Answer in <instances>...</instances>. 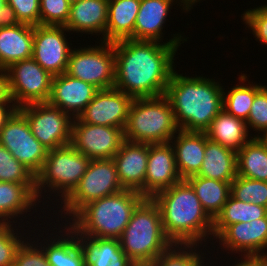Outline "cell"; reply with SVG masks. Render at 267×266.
I'll return each instance as SVG.
<instances>
[{"label":"cell","mask_w":267,"mask_h":266,"mask_svg":"<svg viewBox=\"0 0 267 266\" xmlns=\"http://www.w3.org/2000/svg\"><path fill=\"white\" fill-rule=\"evenodd\" d=\"M257 266H267V253L254 254L249 256Z\"/></svg>","instance_id":"bcb514c9"},{"label":"cell","mask_w":267,"mask_h":266,"mask_svg":"<svg viewBox=\"0 0 267 266\" xmlns=\"http://www.w3.org/2000/svg\"><path fill=\"white\" fill-rule=\"evenodd\" d=\"M186 181L194 189L203 209L214 220L230 196L231 183L197 175L188 177Z\"/></svg>","instance_id":"f546056e"},{"label":"cell","mask_w":267,"mask_h":266,"mask_svg":"<svg viewBox=\"0 0 267 266\" xmlns=\"http://www.w3.org/2000/svg\"><path fill=\"white\" fill-rule=\"evenodd\" d=\"M246 125L247 128L255 129L256 132H263V135L256 137H267V86H264L255 95Z\"/></svg>","instance_id":"f35d334b"},{"label":"cell","mask_w":267,"mask_h":266,"mask_svg":"<svg viewBox=\"0 0 267 266\" xmlns=\"http://www.w3.org/2000/svg\"><path fill=\"white\" fill-rule=\"evenodd\" d=\"M152 199L160 210L164 233L173 244H198L200 241L202 245L205 237L212 235L213 219L186 180L158 192Z\"/></svg>","instance_id":"7a4b0ae2"},{"label":"cell","mask_w":267,"mask_h":266,"mask_svg":"<svg viewBox=\"0 0 267 266\" xmlns=\"http://www.w3.org/2000/svg\"><path fill=\"white\" fill-rule=\"evenodd\" d=\"M253 137L237 152V175L267 182V138Z\"/></svg>","instance_id":"f1b7e54d"},{"label":"cell","mask_w":267,"mask_h":266,"mask_svg":"<svg viewBox=\"0 0 267 266\" xmlns=\"http://www.w3.org/2000/svg\"><path fill=\"white\" fill-rule=\"evenodd\" d=\"M12 225L11 222H0V266H13L16 252L24 242L14 233V228L11 229Z\"/></svg>","instance_id":"74e56055"},{"label":"cell","mask_w":267,"mask_h":266,"mask_svg":"<svg viewBox=\"0 0 267 266\" xmlns=\"http://www.w3.org/2000/svg\"><path fill=\"white\" fill-rule=\"evenodd\" d=\"M97 91L95 86L62 73L53 77L47 102L77 118L92 101Z\"/></svg>","instance_id":"ac0fdd59"},{"label":"cell","mask_w":267,"mask_h":266,"mask_svg":"<svg viewBox=\"0 0 267 266\" xmlns=\"http://www.w3.org/2000/svg\"><path fill=\"white\" fill-rule=\"evenodd\" d=\"M223 248L248 257L267 249V215L252 222L229 225L217 238ZM246 251V252H245Z\"/></svg>","instance_id":"d6986e66"},{"label":"cell","mask_w":267,"mask_h":266,"mask_svg":"<svg viewBox=\"0 0 267 266\" xmlns=\"http://www.w3.org/2000/svg\"><path fill=\"white\" fill-rule=\"evenodd\" d=\"M35 245L23 242L16 252L13 266H50L43 249Z\"/></svg>","instance_id":"ab89813d"},{"label":"cell","mask_w":267,"mask_h":266,"mask_svg":"<svg viewBox=\"0 0 267 266\" xmlns=\"http://www.w3.org/2000/svg\"><path fill=\"white\" fill-rule=\"evenodd\" d=\"M230 194L243 202L267 207V182L236 176Z\"/></svg>","instance_id":"836d02e7"},{"label":"cell","mask_w":267,"mask_h":266,"mask_svg":"<svg viewBox=\"0 0 267 266\" xmlns=\"http://www.w3.org/2000/svg\"><path fill=\"white\" fill-rule=\"evenodd\" d=\"M250 85V86H249ZM233 86L228 94L223 90V109L236 118L247 121L255 95L264 87L263 85Z\"/></svg>","instance_id":"d6a6232c"},{"label":"cell","mask_w":267,"mask_h":266,"mask_svg":"<svg viewBox=\"0 0 267 266\" xmlns=\"http://www.w3.org/2000/svg\"><path fill=\"white\" fill-rule=\"evenodd\" d=\"M234 266H257V264L249 256H244V260L237 262Z\"/></svg>","instance_id":"7dc6e473"},{"label":"cell","mask_w":267,"mask_h":266,"mask_svg":"<svg viewBox=\"0 0 267 266\" xmlns=\"http://www.w3.org/2000/svg\"><path fill=\"white\" fill-rule=\"evenodd\" d=\"M40 25L64 26L69 18L68 0H39Z\"/></svg>","instance_id":"8d00e7d4"},{"label":"cell","mask_w":267,"mask_h":266,"mask_svg":"<svg viewBox=\"0 0 267 266\" xmlns=\"http://www.w3.org/2000/svg\"><path fill=\"white\" fill-rule=\"evenodd\" d=\"M205 157L197 176L230 182L237 176V153L207 138Z\"/></svg>","instance_id":"d4e9b609"},{"label":"cell","mask_w":267,"mask_h":266,"mask_svg":"<svg viewBox=\"0 0 267 266\" xmlns=\"http://www.w3.org/2000/svg\"><path fill=\"white\" fill-rule=\"evenodd\" d=\"M176 134L170 142L174 145L178 173L186 180L200 171L205 157L206 133L180 129Z\"/></svg>","instance_id":"44dd1931"},{"label":"cell","mask_w":267,"mask_h":266,"mask_svg":"<svg viewBox=\"0 0 267 266\" xmlns=\"http://www.w3.org/2000/svg\"><path fill=\"white\" fill-rule=\"evenodd\" d=\"M242 19L257 37L255 40L267 45V5L245 11Z\"/></svg>","instance_id":"b9f144b4"},{"label":"cell","mask_w":267,"mask_h":266,"mask_svg":"<svg viewBox=\"0 0 267 266\" xmlns=\"http://www.w3.org/2000/svg\"><path fill=\"white\" fill-rule=\"evenodd\" d=\"M71 51L66 74L95 86L98 90L114 87L115 52L113 42Z\"/></svg>","instance_id":"9c48e42d"},{"label":"cell","mask_w":267,"mask_h":266,"mask_svg":"<svg viewBox=\"0 0 267 266\" xmlns=\"http://www.w3.org/2000/svg\"><path fill=\"white\" fill-rule=\"evenodd\" d=\"M246 122L222 109L205 131L207 138L236 153L249 141Z\"/></svg>","instance_id":"83f0119b"},{"label":"cell","mask_w":267,"mask_h":266,"mask_svg":"<svg viewBox=\"0 0 267 266\" xmlns=\"http://www.w3.org/2000/svg\"><path fill=\"white\" fill-rule=\"evenodd\" d=\"M124 141L121 128L73 120L70 145L90 160L112 159Z\"/></svg>","instance_id":"4fadbf2b"},{"label":"cell","mask_w":267,"mask_h":266,"mask_svg":"<svg viewBox=\"0 0 267 266\" xmlns=\"http://www.w3.org/2000/svg\"><path fill=\"white\" fill-rule=\"evenodd\" d=\"M0 144L35 176L42 169L48 149L34 137L25 115L19 109L1 129Z\"/></svg>","instance_id":"8fae6325"},{"label":"cell","mask_w":267,"mask_h":266,"mask_svg":"<svg viewBox=\"0 0 267 266\" xmlns=\"http://www.w3.org/2000/svg\"><path fill=\"white\" fill-rule=\"evenodd\" d=\"M68 1L72 4V3H75V2H77L79 0H68Z\"/></svg>","instance_id":"f907efd6"},{"label":"cell","mask_w":267,"mask_h":266,"mask_svg":"<svg viewBox=\"0 0 267 266\" xmlns=\"http://www.w3.org/2000/svg\"><path fill=\"white\" fill-rule=\"evenodd\" d=\"M0 102H14L10 92L8 74L3 69H0Z\"/></svg>","instance_id":"ee69618b"},{"label":"cell","mask_w":267,"mask_h":266,"mask_svg":"<svg viewBox=\"0 0 267 266\" xmlns=\"http://www.w3.org/2000/svg\"><path fill=\"white\" fill-rule=\"evenodd\" d=\"M67 227L77 237L85 266H134V263L121 249L119 239L84 237L71 225Z\"/></svg>","instance_id":"ffe728a7"},{"label":"cell","mask_w":267,"mask_h":266,"mask_svg":"<svg viewBox=\"0 0 267 266\" xmlns=\"http://www.w3.org/2000/svg\"><path fill=\"white\" fill-rule=\"evenodd\" d=\"M149 144L124 141L114 155L118 180L123 189L139 192L143 196Z\"/></svg>","instance_id":"e0dca14e"},{"label":"cell","mask_w":267,"mask_h":266,"mask_svg":"<svg viewBox=\"0 0 267 266\" xmlns=\"http://www.w3.org/2000/svg\"><path fill=\"white\" fill-rule=\"evenodd\" d=\"M164 95L178 127L185 131L205 132L223 109L222 86L203 76H183L174 70Z\"/></svg>","instance_id":"3957f363"},{"label":"cell","mask_w":267,"mask_h":266,"mask_svg":"<svg viewBox=\"0 0 267 266\" xmlns=\"http://www.w3.org/2000/svg\"><path fill=\"white\" fill-rule=\"evenodd\" d=\"M123 190L112 159L90 160L86 173L62 201L65 215L74 216L87 203Z\"/></svg>","instance_id":"ba28073f"},{"label":"cell","mask_w":267,"mask_h":266,"mask_svg":"<svg viewBox=\"0 0 267 266\" xmlns=\"http://www.w3.org/2000/svg\"><path fill=\"white\" fill-rule=\"evenodd\" d=\"M134 98L113 87L98 90L79 114L80 122L125 129Z\"/></svg>","instance_id":"9a60e30c"},{"label":"cell","mask_w":267,"mask_h":266,"mask_svg":"<svg viewBox=\"0 0 267 266\" xmlns=\"http://www.w3.org/2000/svg\"><path fill=\"white\" fill-rule=\"evenodd\" d=\"M119 241L134 264L153 263L173 244L164 233L160 210L152 198L137 205Z\"/></svg>","instance_id":"5b68a950"},{"label":"cell","mask_w":267,"mask_h":266,"mask_svg":"<svg viewBox=\"0 0 267 266\" xmlns=\"http://www.w3.org/2000/svg\"><path fill=\"white\" fill-rule=\"evenodd\" d=\"M267 215V207L247 203L234 198L231 194L221 212L213 220L212 236L218 237L229 225L247 223Z\"/></svg>","instance_id":"4dcf8cb0"},{"label":"cell","mask_w":267,"mask_h":266,"mask_svg":"<svg viewBox=\"0 0 267 266\" xmlns=\"http://www.w3.org/2000/svg\"><path fill=\"white\" fill-rule=\"evenodd\" d=\"M0 181L35 184V175L0 144Z\"/></svg>","instance_id":"d590c367"},{"label":"cell","mask_w":267,"mask_h":266,"mask_svg":"<svg viewBox=\"0 0 267 266\" xmlns=\"http://www.w3.org/2000/svg\"><path fill=\"white\" fill-rule=\"evenodd\" d=\"M5 70L12 99L18 108L49 100L54 76L33 58L15 62Z\"/></svg>","instance_id":"7c38bea8"},{"label":"cell","mask_w":267,"mask_h":266,"mask_svg":"<svg viewBox=\"0 0 267 266\" xmlns=\"http://www.w3.org/2000/svg\"><path fill=\"white\" fill-rule=\"evenodd\" d=\"M7 3L14 9L20 23L40 25L39 0H7Z\"/></svg>","instance_id":"60d3db41"},{"label":"cell","mask_w":267,"mask_h":266,"mask_svg":"<svg viewBox=\"0 0 267 266\" xmlns=\"http://www.w3.org/2000/svg\"><path fill=\"white\" fill-rule=\"evenodd\" d=\"M192 5H194L196 2H199L200 0H188Z\"/></svg>","instance_id":"681fc988"},{"label":"cell","mask_w":267,"mask_h":266,"mask_svg":"<svg viewBox=\"0 0 267 266\" xmlns=\"http://www.w3.org/2000/svg\"><path fill=\"white\" fill-rule=\"evenodd\" d=\"M65 235L54 239L47 246H40L47 257L50 266H85L84 257L75 234L66 227ZM66 232H68L66 234ZM70 235V236H69ZM74 235V236H73ZM68 236V237H66ZM56 241V242H55Z\"/></svg>","instance_id":"1f68e13d"},{"label":"cell","mask_w":267,"mask_h":266,"mask_svg":"<svg viewBox=\"0 0 267 266\" xmlns=\"http://www.w3.org/2000/svg\"><path fill=\"white\" fill-rule=\"evenodd\" d=\"M89 163L90 159L70 144L48 150L43 167L35 176L37 199L41 198L43 188L46 192V186L50 191L59 193V198L64 200L78 185Z\"/></svg>","instance_id":"52a82bcc"},{"label":"cell","mask_w":267,"mask_h":266,"mask_svg":"<svg viewBox=\"0 0 267 266\" xmlns=\"http://www.w3.org/2000/svg\"><path fill=\"white\" fill-rule=\"evenodd\" d=\"M134 266H155L153 263L134 264Z\"/></svg>","instance_id":"c3c4849f"},{"label":"cell","mask_w":267,"mask_h":266,"mask_svg":"<svg viewBox=\"0 0 267 266\" xmlns=\"http://www.w3.org/2000/svg\"><path fill=\"white\" fill-rule=\"evenodd\" d=\"M65 26H34L32 58L53 76L66 72L72 49L66 41Z\"/></svg>","instance_id":"5bb4252c"},{"label":"cell","mask_w":267,"mask_h":266,"mask_svg":"<svg viewBox=\"0 0 267 266\" xmlns=\"http://www.w3.org/2000/svg\"><path fill=\"white\" fill-rule=\"evenodd\" d=\"M18 109L25 115L34 137L48 150L70 144L72 115L48 102L32 103Z\"/></svg>","instance_id":"30bf717a"},{"label":"cell","mask_w":267,"mask_h":266,"mask_svg":"<svg viewBox=\"0 0 267 266\" xmlns=\"http://www.w3.org/2000/svg\"><path fill=\"white\" fill-rule=\"evenodd\" d=\"M34 26L20 23L0 28V69L32 58Z\"/></svg>","instance_id":"cb8c5ba5"},{"label":"cell","mask_w":267,"mask_h":266,"mask_svg":"<svg viewBox=\"0 0 267 266\" xmlns=\"http://www.w3.org/2000/svg\"><path fill=\"white\" fill-rule=\"evenodd\" d=\"M20 24L14 9L7 0H0V28L12 27Z\"/></svg>","instance_id":"7bdbcfd3"},{"label":"cell","mask_w":267,"mask_h":266,"mask_svg":"<svg viewBox=\"0 0 267 266\" xmlns=\"http://www.w3.org/2000/svg\"><path fill=\"white\" fill-rule=\"evenodd\" d=\"M10 103H13V104L11 105ZM17 109L18 107L14 104V102H0V131L5 126L7 120L13 115V113Z\"/></svg>","instance_id":"f6af8a7d"},{"label":"cell","mask_w":267,"mask_h":266,"mask_svg":"<svg viewBox=\"0 0 267 266\" xmlns=\"http://www.w3.org/2000/svg\"><path fill=\"white\" fill-rule=\"evenodd\" d=\"M176 35L167 43L123 39L113 42L115 52L114 87L133 98L165 94L174 71V55L183 39Z\"/></svg>","instance_id":"6da1fadb"},{"label":"cell","mask_w":267,"mask_h":266,"mask_svg":"<svg viewBox=\"0 0 267 266\" xmlns=\"http://www.w3.org/2000/svg\"><path fill=\"white\" fill-rule=\"evenodd\" d=\"M141 0H109L106 42L134 40L135 21Z\"/></svg>","instance_id":"484cf974"},{"label":"cell","mask_w":267,"mask_h":266,"mask_svg":"<svg viewBox=\"0 0 267 266\" xmlns=\"http://www.w3.org/2000/svg\"><path fill=\"white\" fill-rule=\"evenodd\" d=\"M182 181L171 142L149 144V156L146 169L143 197L152 198L158 192Z\"/></svg>","instance_id":"2e32d148"},{"label":"cell","mask_w":267,"mask_h":266,"mask_svg":"<svg viewBox=\"0 0 267 266\" xmlns=\"http://www.w3.org/2000/svg\"><path fill=\"white\" fill-rule=\"evenodd\" d=\"M180 130L165 95L134 98L124 129V138L133 143H167Z\"/></svg>","instance_id":"8992f818"},{"label":"cell","mask_w":267,"mask_h":266,"mask_svg":"<svg viewBox=\"0 0 267 266\" xmlns=\"http://www.w3.org/2000/svg\"><path fill=\"white\" fill-rule=\"evenodd\" d=\"M183 246L184 247H182V244H180V247L179 244H172L158 258L155 259L153 264L155 266H205L203 265L205 263L203 262V257H201V255L193 249L194 246H199V244H183ZM193 250L195 252H193Z\"/></svg>","instance_id":"e575fe53"},{"label":"cell","mask_w":267,"mask_h":266,"mask_svg":"<svg viewBox=\"0 0 267 266\" xmlns=\"http://www.w3.org/2000/svg\"><path fill=\"white\" fill-rule=\"evenodd\" d=\"M37 201L35 184L0 181V222H12L8 218L12 220L14 216L30 212Z\"/></svg>","instance_id":"4316f807"},{"label":"cell","mask_w":267,"mask_h":266,"mask_svg":"<svg viewBox=\"0 0 267 266\" xmlns=\"http://www.w3.org/2000/svg\"><path fill=\"white\" fill-rule=\"evenodd\" d=\"M109 0H79L70 6L69 18L64 25L70 31L102 33L106 41Z\"/></svg>","instance_id":"603a6c76"},{"label":"cell","mask_w":267,"mask_h":266,"mask_svg":"<svg viewBox=\"0 0 267 266\" xmlns=\"http://www.w3.org/2000/svg\"><path fill=\"white\" fill-rule=\"evenodd\" d=\"M174 0H141L135 27L134 40L159 41L162 37L163 24ZM183 9L189 11L192 4L180 0ZM189 9V10H188Z\"/></svg>","instance_id":"7402d4cb"},{"label":"cell","mask_w":267,"mask_h":266,"mask_svg":"<svg viewBox=\"0 0 267 266\" xmlns=\"http://www.w3.org/2000/svg\"><path fill=\"white\" fill-rule=\"evenodd\" d=\"M143 199L139 192L123 189L87 203L71 217L69 225L86 237L119 239Z\"/></svg>","instance_id":"277c9868"}]
</instances>
